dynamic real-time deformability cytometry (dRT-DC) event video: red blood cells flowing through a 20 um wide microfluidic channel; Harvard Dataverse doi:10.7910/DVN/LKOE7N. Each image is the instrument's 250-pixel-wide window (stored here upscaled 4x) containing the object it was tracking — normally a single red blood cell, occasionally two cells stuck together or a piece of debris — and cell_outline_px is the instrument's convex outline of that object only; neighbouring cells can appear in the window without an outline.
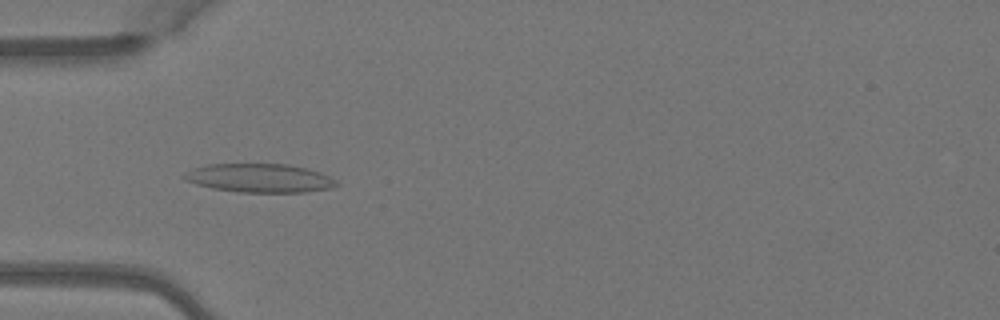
{"species": "Egyptian fruit bat (a non-hibernating species)", "species_latin": "Rousettus aegyptiacus", "temperature_condition": "warm", "stored_images_in_passage": 6, "camera_frame_rate_fps": 3000, "um_per_image_px": 0.085, "animal": {"sex": "female"}, "frame": {"image": 1, "passage_image": 5, "time_ms": 1.333, "image_size_px": [1000, 320], "cell_outline_px": [[340, 184], [332, 188], [304, 192], [240, 192], [212, 188], [196, 184], [184, 180], [180, 176], [192, 168], [208, 164], [288, 164], [320, 172], [336, 180]], "centroid_in_image_um": [22.04, 15.13], "position_along_channel_um": 63.0, "area_um2": 25.49}}
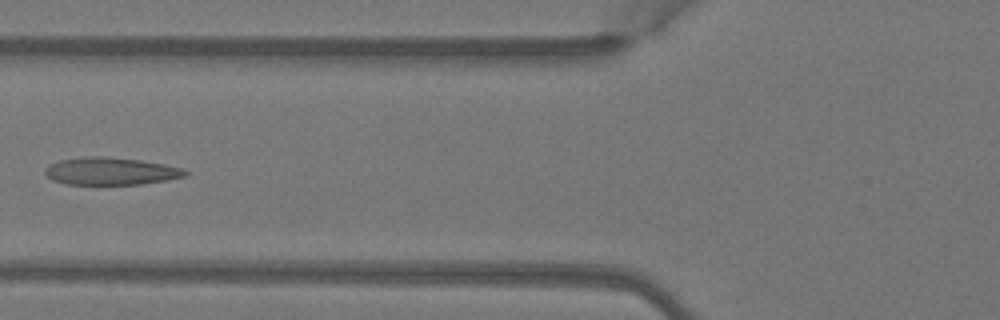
{"frame": {"image": 2, "passage_image": 6, "time_ms": 1.667, "image_size_px": [1000, 320], "cell_outline_px": [[188, 172], [184, 176], [168, 180], [140, 184], [68, 184], [52, 180], [44, 172], [48, 164], [60, 160], [84, 156], [108, 156], [140, 160], [164, 164], [184, 168]], "centroid_in_image_um": [9.41, 14.54], "position_along_channel_um": 116.4, "area_um2": 22.48}}